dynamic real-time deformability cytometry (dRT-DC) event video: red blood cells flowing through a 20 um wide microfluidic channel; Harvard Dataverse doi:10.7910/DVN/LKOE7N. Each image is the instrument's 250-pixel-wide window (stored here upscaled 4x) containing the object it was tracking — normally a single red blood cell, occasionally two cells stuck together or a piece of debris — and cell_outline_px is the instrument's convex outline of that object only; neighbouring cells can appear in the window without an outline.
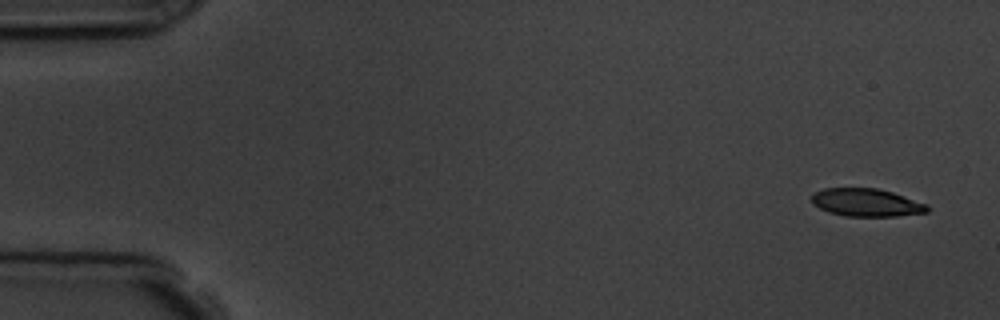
{"species": "common noctule bat (a hibernating species)", "species_latin": "Nyctalus noctula", "temperature_condition": "room temperature", "stored_images_in_passage": 4, "camera_frame_rate_fps": 3000, "um_per_image_px": 0.085, "animal": {"sex": "male", "body_mass_g": 19.5, "forearm_length_mm": 54.6}, "frame": {"image": 1, "passage_image": 1, "time_ms": 0.0, "image_size_px": [1000, 320], "cell_outline_px": [[932, 208], [928, 212], [896, 216], [844, 216], [828, 212], [812, 204], [812, 192], [824, 188], [876, 188], [892, 192], [928, 204]], "centroid_in_image_um": [73.65, 17.21], "position_along_channel_um": 11.4, "area_um2": 18.96}}
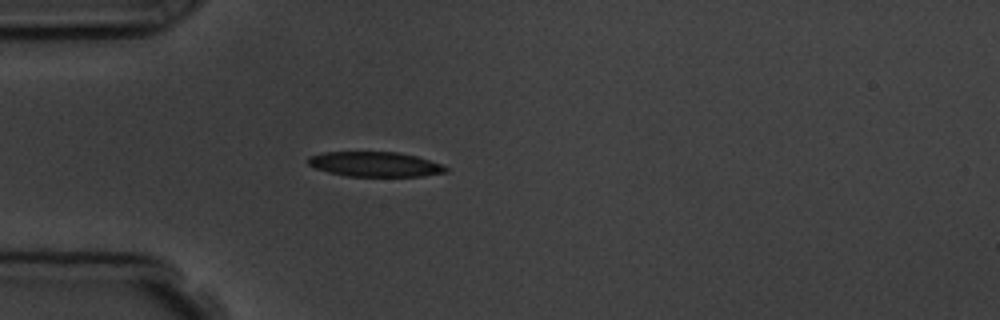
{"frame": {"image": 2, "passage_image": 4, "time_ms": 4.333, "image_size_px": [1000, 320], "cell_outline_px": [[448, 172], [424, 176], [344, 176], [328, 172], [316, 168], [308, 164], [308, 156], [324, 152], [396, 152], [416, 156], [440, 164], [448, 168]], "centroid_in_image_um": [31.86, 13.96], "position_along_channel_um": 53.1, "area_um2": 19.88}}